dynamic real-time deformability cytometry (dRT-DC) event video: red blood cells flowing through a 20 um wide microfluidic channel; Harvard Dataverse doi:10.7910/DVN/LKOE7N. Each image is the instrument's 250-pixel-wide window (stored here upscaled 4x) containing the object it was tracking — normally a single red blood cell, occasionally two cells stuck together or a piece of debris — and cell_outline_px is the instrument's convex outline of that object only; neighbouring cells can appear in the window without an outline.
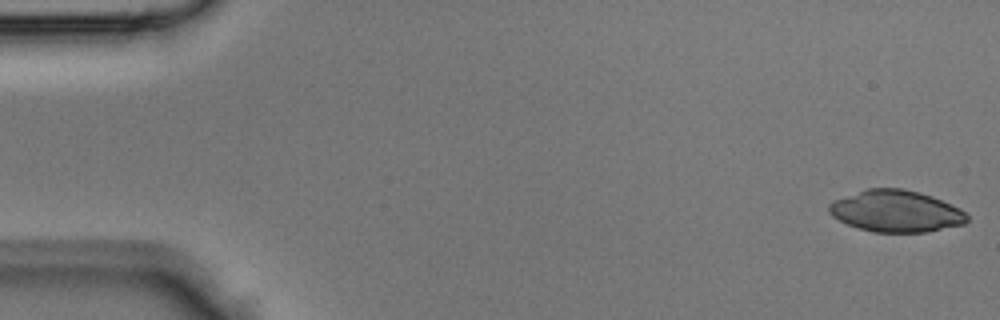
{"species": "Egyptian fruit bat (a non-hibernating species)", "species_latin": "Rousettus aegyptiacus", "temperature_condition": "room temperature", "stored_images_in_passage": 43, "camera_frame_rate_fps": 3000, "um_per_image_px": 0.085, "animal": {"sex": "male"}, "frame": {"image": 1, "passage_image": 1, "time_ms": 0.0, "image_size_px": [1000, 320], "cell_outline_px": [[968, 220], [964, 224], [928, 232], [872, 232], [856, 228], [832, 216], [828, 212], [828, 204], [836, 200], [868, 188], [904, 188], [920, 192], [932, 196], [960, 208], [968, 216]], "centroid_in_image_um": [76.17, 17.96], "position_along_channel_um": 8.8, "area_um2": 33.52}}